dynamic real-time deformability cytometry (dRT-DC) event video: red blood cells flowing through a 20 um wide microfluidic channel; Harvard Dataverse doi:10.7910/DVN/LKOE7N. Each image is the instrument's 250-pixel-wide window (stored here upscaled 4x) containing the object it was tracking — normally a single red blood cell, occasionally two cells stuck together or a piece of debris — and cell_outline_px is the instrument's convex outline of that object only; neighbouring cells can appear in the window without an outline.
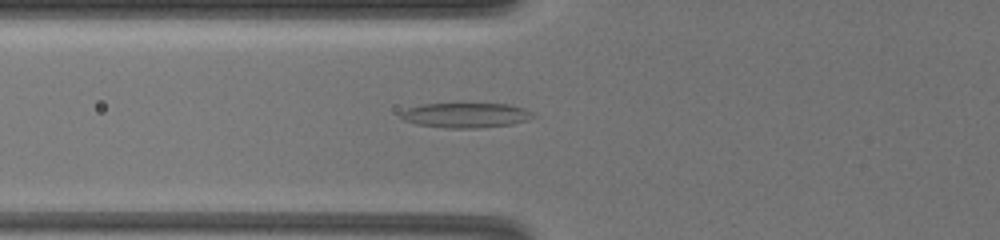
{"species": "common noctule bat (a hibernating species)", "species_latin": "Nyctalus noctula", "temperature_condition": "warm", "stored_images_in_passage": 56, "camera_frame_rate_fps": 3000, "um_per_image_px": 0.085, "animal": {"sex": "female", "body_mass_g": 19.5, "forearm_length_mm": 54.1}, "frame": {"image": 1, "passage_image": 9, "time_ms": 3.667, "image_size_px": [1000, 240], "cell_outline_px": [[532, 116], [524, 120], [512, 124], [480, 128], [444, 128], [416, 124], [404, 120], [400, 116], [400, 112], [408, 108], [420, 104], [508, 104], [524, 108], [532, 112]], "centroid_in_image_um": [39.53, 9.8], "position_along_channel_um": 86.3, "area_um2": 19.02}}
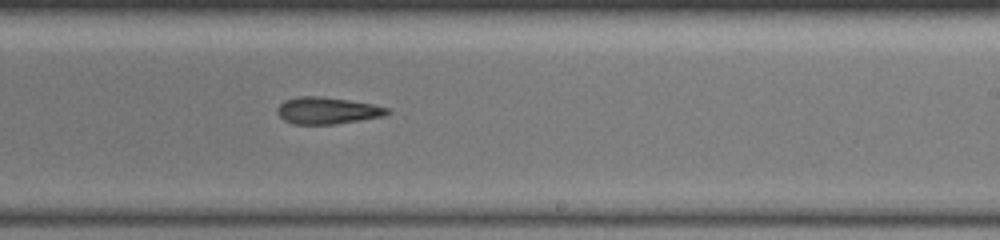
{"frame": {"image": 2, "passage_image": 20, "time_ms": 8.667, "image_size_px": [1000, 240], "cell_outline_px": [[392, 112], [384, 116], [360, 120], [332, 124], [292, 124], [284, 120], [276, 112], [276, 108], [284, 100], [296, 96], [320, 96], [348, 100], [372, 104], [388, 108]], "centroid_in_image_um": [27.79, 9.39], "position_along_channel_um": 261.2, "area_um2": 17.22}}
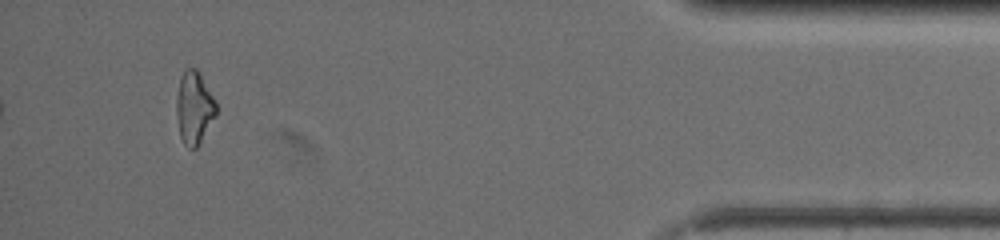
{"frame": {"image": 3, "passage_image": 50, "time_ms": 14.667, "image_size_px": [1000, 240], "cell_outline_px": [[216, 116], [196, 148], [188, 148], [184, 144], [180, 136], [176, 116], [176, 100], [180, 76], [184, 68], [196, 68], [200, 72], [216, 100]], "centroid_in_image_um": [16.5, 9.12], "position_along_channel_um": 418.7, "area_um2": 17.05}, "authors_computed_cell_mechanics": {"area_um2": 17.051, "velocity_mm_per_s": 3.494, "shape_relaxation_time_tau1_ms": null, "shape_relaxation_time_tau2_ms": 9.1111, "deformation_change_tau1": null, "deformation_change_tau2": 0.198}}